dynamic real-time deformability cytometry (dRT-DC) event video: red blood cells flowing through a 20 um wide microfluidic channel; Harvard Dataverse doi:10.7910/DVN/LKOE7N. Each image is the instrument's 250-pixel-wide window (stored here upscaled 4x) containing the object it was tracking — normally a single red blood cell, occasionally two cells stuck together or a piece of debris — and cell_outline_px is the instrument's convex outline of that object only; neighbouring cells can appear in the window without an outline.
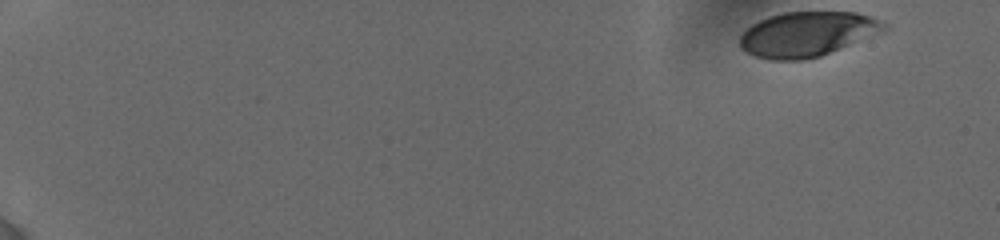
{"species": "human", "species_latin": "Homo sapiens", "temperature_condition": "cold", "stored_images_in_passage": 27, "camera_frame_rate_fps": 3000, "um_per_image_px": 0.085, "donor": {"sex": "female"}, "frame": {"image": 1, "passage_image": 1, "time_ms": 0.0, "image_size_px": [1000, 240], "cell_outline_px": [[888, 28], [820, 56], [804, 60], [768, 60], [756, 56], [740, 48], [740, 36], [752, 24], [768, 16], [784, 12], [856, 12], [880, 20], [888, 24]], "centroid_in_image_um": [68.56, 2.9], "position_along_channel_um": 16.4, "area_um2": 37.17}}
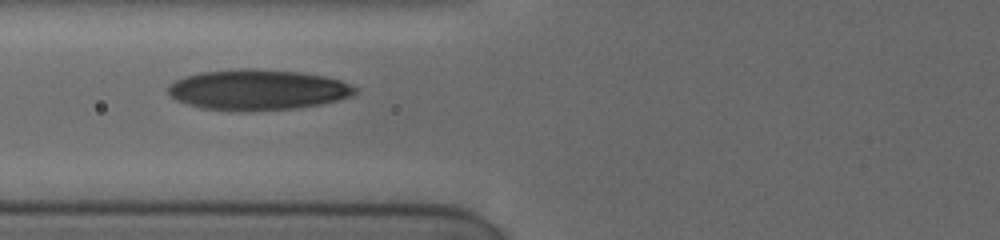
{"frame": {"image": 2, "passage_image": 20, "time_ms": 7.0, "image_size_px": [1000, 240], "cell_outline_px": [[356, 92], [352, 96], [320, 104], [296, 108], [204, 108], [188, 104], [176, 100], [168, 92], [168, 84], [184, 76], [200, 72], [236, 68], [252, 68], [300, 72], [324, 76], [340, 80], [356, 88]], "centroid_in_image_um": [21.89, 7.57], "position_along_channel_um": 103.9, "area_um2": 42.95}}
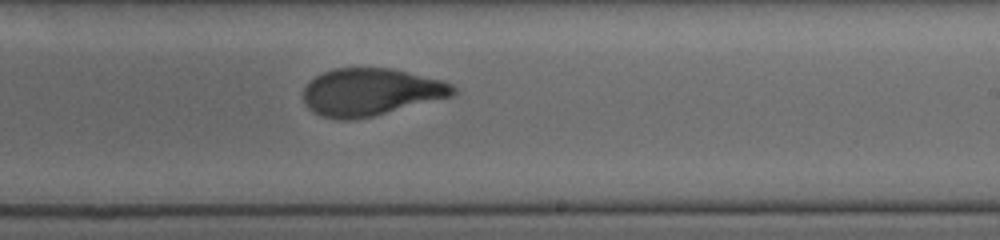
{"frame": {"image": 3, "passage_image": 27, "time_ms": 11.0, "image_size_px": [1000, 240], "cell_outline_px": [[456, 92], [452, 96], [372, 116], [352, 120], [336, 120], [324, 116], [308, 108], [304, 100], [304, 88], [308, 80], [324, 72], [336, 68], [392, 68], [444, 80], [452, 84], [456, 88]], "centroid_in_image_um": [31.52, 7.81], "position_along_channel_um": 257.5, "area_um2": 41.27}}